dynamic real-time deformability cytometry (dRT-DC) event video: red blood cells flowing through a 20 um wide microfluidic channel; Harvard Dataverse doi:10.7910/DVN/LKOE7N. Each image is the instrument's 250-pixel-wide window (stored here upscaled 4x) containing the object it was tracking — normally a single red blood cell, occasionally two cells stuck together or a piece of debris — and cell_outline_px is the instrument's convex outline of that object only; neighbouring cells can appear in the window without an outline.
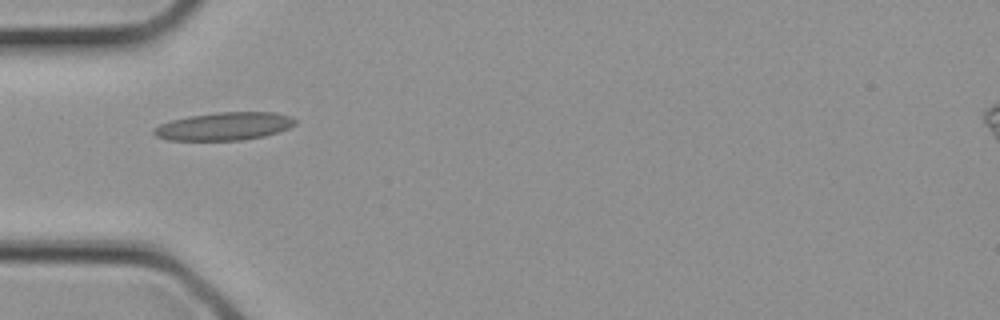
{"species": "common noctule bat (a hibernating species)", "species_latin": "Nyctalus noctula", "temperature_condition": "cold", "stored_images_in_passage": 1, "camera_frame_rate_fps": 3000, "um_per_image_px": 0.085, "animal": {"sex": "female", "body_mass_g": 21.9}, "frame": {"image": 1, "passage_image": 1, "time_ms": 0.0, "image_size_px": [1000, 320], "cell_outline_px": [[296, 124], [288, 128], [264, 136], [240, 140], [168, 140], [156, 136], [152, 132], [152, 128], [160, 124], [172, 120], [188, 116], [216, 112], [276, 112], [288, 116], [296, 120]], "centroid_in_image_um": [19.02, 10.73], "position_along_channel_um": 66.0, "area_um2": 22.95}}